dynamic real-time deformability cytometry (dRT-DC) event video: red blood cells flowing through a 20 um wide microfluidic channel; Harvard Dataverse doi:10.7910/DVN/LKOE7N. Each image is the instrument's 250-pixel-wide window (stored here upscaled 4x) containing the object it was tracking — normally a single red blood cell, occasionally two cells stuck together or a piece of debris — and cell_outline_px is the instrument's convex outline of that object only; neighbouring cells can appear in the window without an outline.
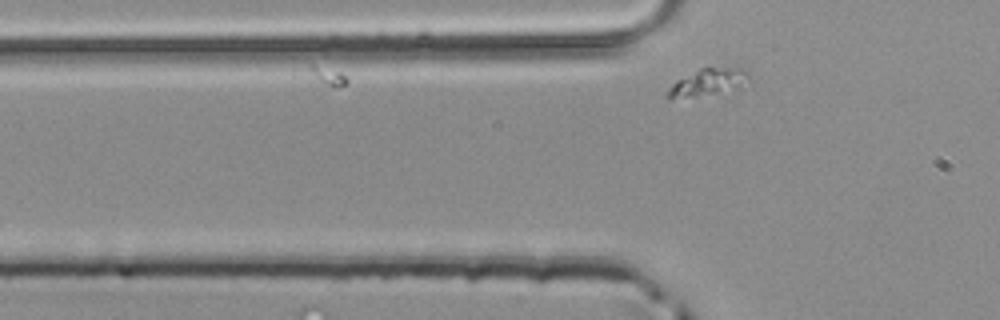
{"species": "common noctule bat (a hibernating species)", "species_latin": "Nyctalus noctula", "temperature_condition": "room temperature", "stored_images_in_passage": 3, "camera_frame_rate_fps": 3000, "um_per_image_px": 0.085, "animal": {"sex": "male", "body_mass_g": 20.4}, "frame": {"image": 1, "passage_image": 3, "time_ms": 0.667, "image_size_px": [1000, 320], "cell_outline_px": [[752, 84], [740, 88], [696, 96], [672, 100], [668, 100], [664, 96], [664, 92], [676, 80], [700, 68], [740, 68], [748, 72]], "centroid_in_image_um": [60.16, 7.02], "position_along_channel_um": 65.6, "area_um2": 13.18}}